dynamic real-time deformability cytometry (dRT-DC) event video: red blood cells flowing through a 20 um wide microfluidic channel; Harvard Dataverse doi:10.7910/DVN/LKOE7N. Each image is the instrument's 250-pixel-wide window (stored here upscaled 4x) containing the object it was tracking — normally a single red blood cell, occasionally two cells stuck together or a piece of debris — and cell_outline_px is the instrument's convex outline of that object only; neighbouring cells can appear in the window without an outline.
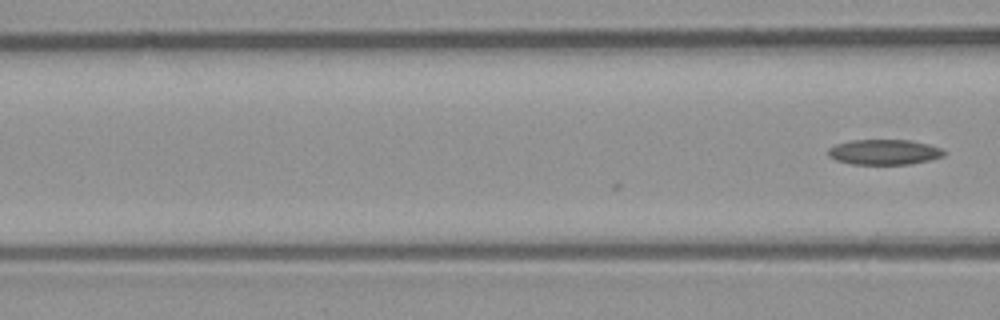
{"species": "common noctule bat (a hibernating species)", "species_latin": "Nyctalus noctula", "temperature_condition": "room temperature", "stored_images_in_passage": 5, "camera_frame_rate_fps": 3000, "um_per_image_px": 0.085, "animal": {"sex": "male", "body_mass_g": 23.1, "forearm_length_mm": 52.7}, "frame": {"image": 1, "passage_image": 5, "time_ms": 1.333, "image_size_px": [1000, 320], "cell_outline_px": [[944, 156], [928, 160], [908, 164], [852, 164], [836, 160], [828, 156], [828, 148], [836, 144], [852, 140], [912, 140], [928, 144], [940, 148], [944, 152]], "centroid_in_image_um": [75.12, 12.92], "position_along_channel_um": 91.5, "area_um2": 16.94}}